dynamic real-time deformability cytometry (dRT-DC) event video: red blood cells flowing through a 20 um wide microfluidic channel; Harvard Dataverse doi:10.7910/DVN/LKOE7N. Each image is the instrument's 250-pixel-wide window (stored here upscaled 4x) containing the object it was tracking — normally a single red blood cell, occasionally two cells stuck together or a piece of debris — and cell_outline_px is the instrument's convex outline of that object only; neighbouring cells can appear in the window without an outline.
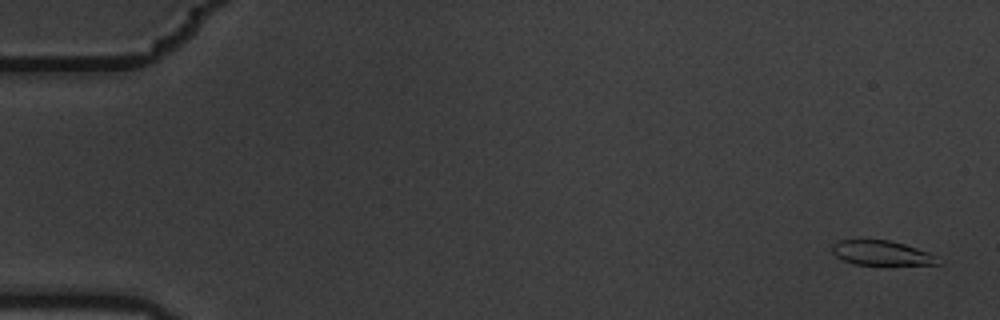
{"species": "common noctule bat (a hibernating species)", "species_latin": "Nyctalus noctula", "temperature_condition": "warm", "stored_images_in_passage": 6, "camera_frame_rate_fps": 3000, "um_per_image_px": 0.085, "animal": {"sex": "male", "body_mass_g": 19.5, "forearm_length_mm": 54.6}, "frame": {"image": 1, "passage_image": 1, "time_ms": 0.0, "image_size_px": [1000, 320], "cell_outline_px": [[944, 264], [852, 264], [836, 256], [832, 252], [832, 244], [836, 240], [888, 240], [904, 244], [928, 252], [936, 256]], "centroid_in_image_um": [74.92, 21.5], "position_along_channel_um": 10.1, "area_um2": 15.03}}
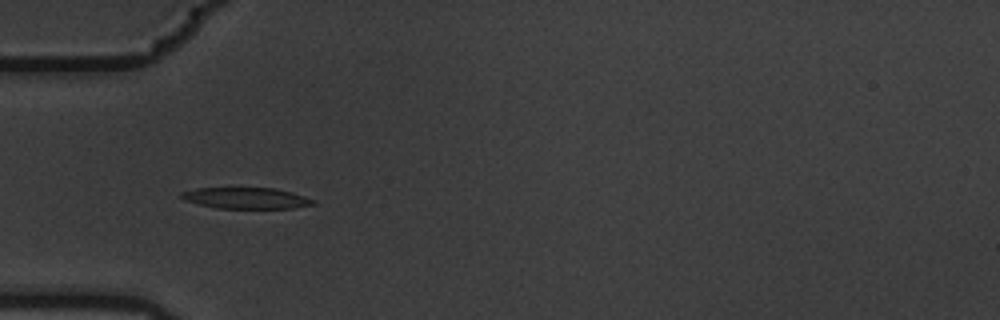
{"frame": {"image": 2, "passage_image": 5, "time_ms": 1.333, "image_size_px": [1000, 320], "cell_outline_px": [[316, 204], [292, 208], [216, 208], [184, 200], [180, 196], [180, 192], [196, 188], [276, 188], [292, 192], [316, 200]], "centroid_in_image_um": [20.94, 16.83], "position_along_channel_um": 64.1, "area_um2": 16.24}}
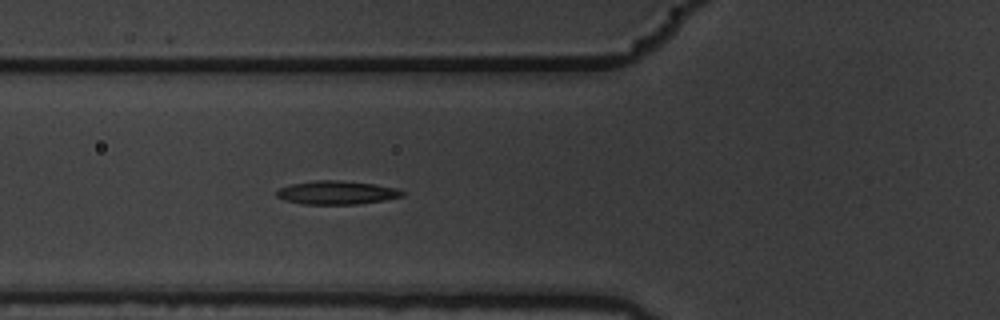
{"frame": {"image": 3, "passage_image": 6, "time_ms": 1.667, "image_size_px": [1000, 320], "cell_outline_px": [[404, 196], [384, 200], [356, 204], [304, 204], [284, 200], [276, 196], [276, 192], [280, 188], [292, 184], [312, 180], [340, 180], [376, 184], [396, 188], [404, 192]], "centroid_in_image_um": [28.62, 16.36], "position_along_channel_um": 97.2, "area_um2": 17.22}}